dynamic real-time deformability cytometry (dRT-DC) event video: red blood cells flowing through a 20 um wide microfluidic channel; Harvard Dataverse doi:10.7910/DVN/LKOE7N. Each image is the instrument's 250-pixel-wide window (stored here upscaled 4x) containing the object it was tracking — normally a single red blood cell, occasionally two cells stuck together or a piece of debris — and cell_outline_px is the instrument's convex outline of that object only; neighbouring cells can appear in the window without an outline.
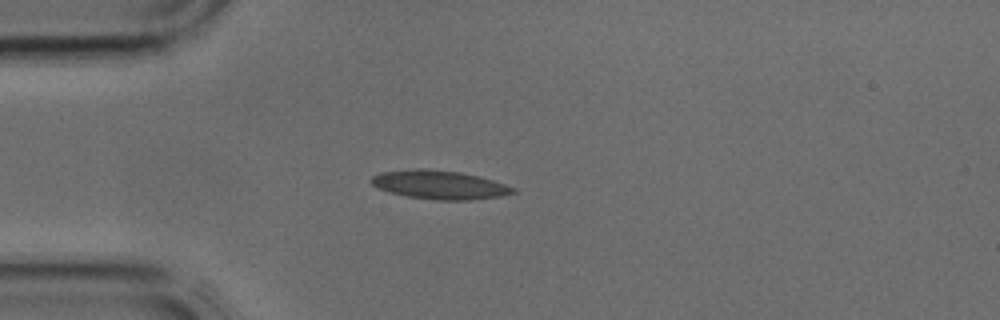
{"species": "common noctule bat (a hibernating species)", "species_latin": "Nyctalus noctula", "temperature_condition": "cold", "stored_images_in_passage": 1, "camera_frame_rate_fps": 3000, "um_per_image_px": 0.085, "animal": {"sex": "male", "body_mass_g": 17.9, "forearm_length_mm": 54.2}, "frame": {"image": 1, "passage_image": 1, "time_ms": 0.0, "image_size_px": [1000, 320], "cell_outline_px": [[516, 192], [500, 196], [468, 200], [436, 200], [408, 196], [388, 192], [372, 184], [368, 180], [372, 176], [380, 172], [416, 168], [428, 168], [460, 172], [480, 176], [516, 188]], "centroid_in_image_um": [37.33, 15.69], "position_along_channel_um": 47.7, "area_um2": 23.76}}